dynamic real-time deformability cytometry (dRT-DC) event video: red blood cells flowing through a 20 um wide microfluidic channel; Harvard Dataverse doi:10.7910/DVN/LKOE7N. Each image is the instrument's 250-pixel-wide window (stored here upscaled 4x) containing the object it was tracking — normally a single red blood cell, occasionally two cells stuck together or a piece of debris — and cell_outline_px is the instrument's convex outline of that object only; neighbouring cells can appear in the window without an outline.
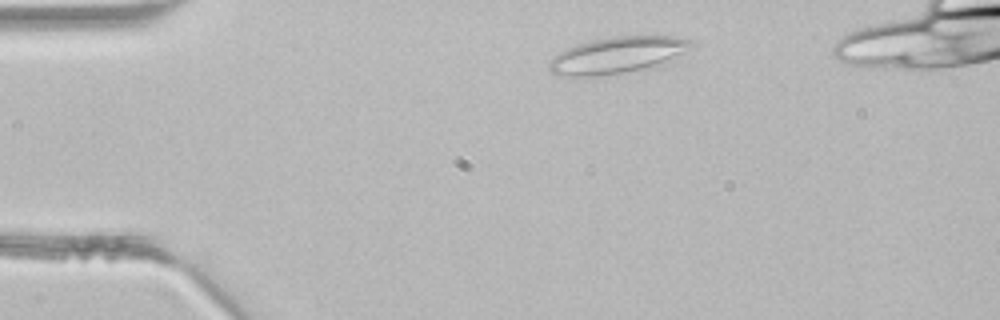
{"species": "common noctule bat (a hibernating species)", "species_latin": "Nyctalus noctula", "temperature_condition": "room temperature", "stored_images_in_passage": 4, "camera_frame_rate_fps": 3000, "um_per_image_px": 0.085, "animal": {"sex": "male", "body_mass_g": 21.5, "forearm_length_mm": 52.0}, "frame": {"image": 1, "passage_image": 1, "time_ms": 0.0, "image_size_px": [1000, 320], "cell_outline_px": [[696, 44], [664, 60], [640, 68], [620, 72], [592, 76], [556, 76], [548, 68], [548, 64], [560, 52], [576, 44], [592, 40], [612, 36], [672, 36], [692, 40]], "centroid_in_image_um": [52.36, 4.66], "position_along_channel_um": 32.6, "area_um2": 28.9}}